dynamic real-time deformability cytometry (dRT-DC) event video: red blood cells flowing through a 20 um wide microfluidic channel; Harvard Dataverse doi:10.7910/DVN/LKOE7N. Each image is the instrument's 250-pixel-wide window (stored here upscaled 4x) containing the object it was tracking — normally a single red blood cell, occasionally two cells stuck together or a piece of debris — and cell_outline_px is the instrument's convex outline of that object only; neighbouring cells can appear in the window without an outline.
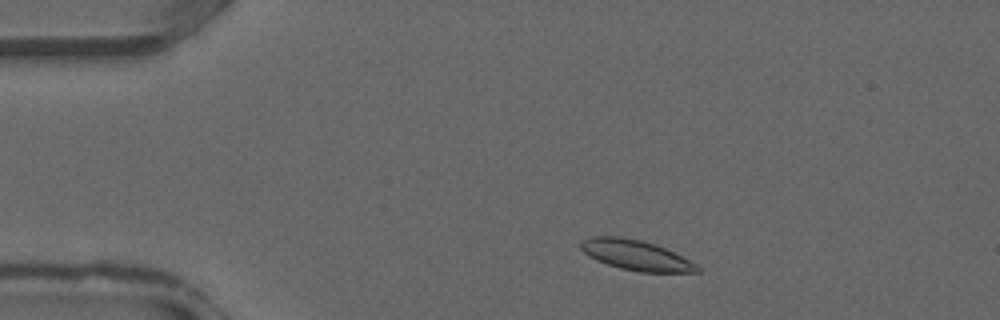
{"species": "common noctule bat (a hibernating species)", "species_latin": "Nyctalus noctula", "temperature_condition": "warm", "stored_images_in_passage": 32, "camera_frame_rate_fps": 3000, "um_per_image_px": 0.085, "animal": {"sex": "male", "forearm_length_mm": 52.5}, "frame": {"image": 1, "passage_image": 2, "time_ms": 0.333, "image_size_px": [1000, 320], "cell_outline_px": [[700, 272], [640, 272], [620, 268], [596, 260], [588, 256], [580, 248], [580, 244], [588, 236], [620, 236], [640, 240], [664, 248], [696, 264], [700, 268]], "centroid_in_image_um": [54.0, 21.69], "position_along_channel_um": 31.0, "area_um2": 20.17}}
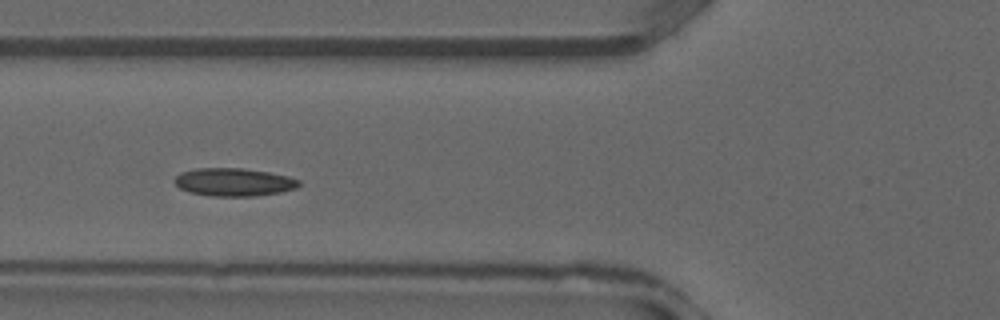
{"frame": {"image": 2, "passage_image": 9, "time_ms": 2.667, "image_size_px": [1000, 320], "cell_outline_px": [[300, 184], [296, 188], [280, 192], [252, 196], [212, 196], [188, 192], [180, 188], [172, 180], [180, 172], [196, 168], [244, 168], [268, 172], [288, 176], [300, 180]], "centroid_in_image_um": [19.85, 15.47], "position_along_channel_um": 106.0, "area_um2": 20.35}}
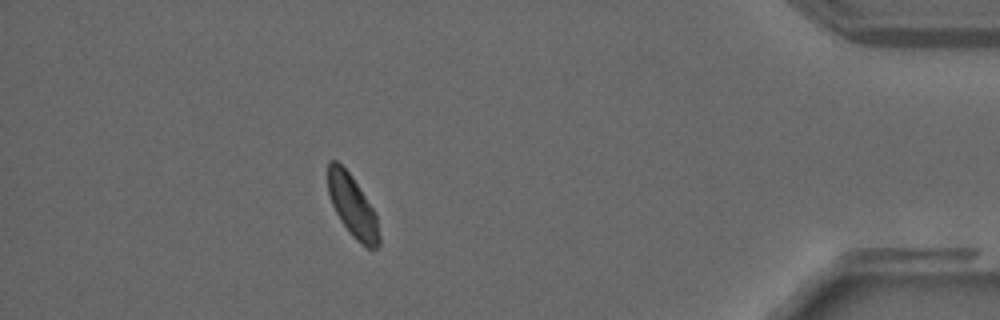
{"frame": {"image": 3, "passage_image": 28, "time_ms": 9.0, "image_size_px": [1000, 320], "cell_outline_px": [[380, 244], [376, 248], [368, 248], [360, 244], [352, 236], [340, 220], [332, 204], [328, 192], [328, 160], [336, 160], [352, 176], [376, 212], [380, 236]], "centroid_in_image_um": [29.98, 17.54], "position_along_channel_um": 405.2, "area_um2": 18.5}}